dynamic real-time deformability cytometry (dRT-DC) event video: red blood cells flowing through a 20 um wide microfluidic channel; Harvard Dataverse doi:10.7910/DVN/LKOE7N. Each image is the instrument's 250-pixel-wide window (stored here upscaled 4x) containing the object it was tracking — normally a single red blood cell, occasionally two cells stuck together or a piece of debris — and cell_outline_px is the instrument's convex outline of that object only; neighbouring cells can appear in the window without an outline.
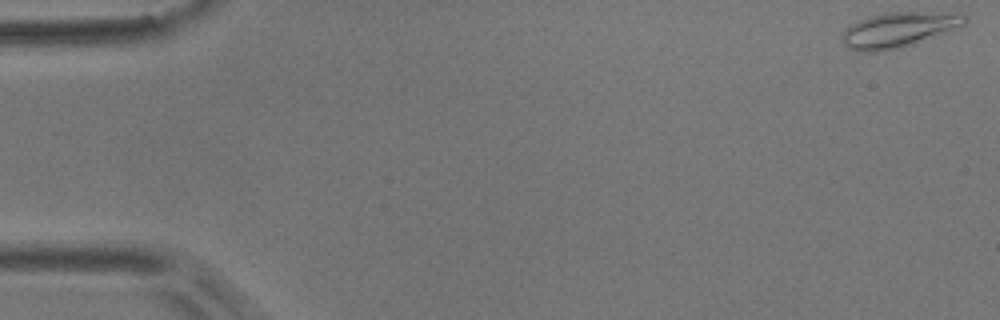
{"species": "common noctule bat (a hibernating species)", "species_latin": "Nyctalus noctula", "temperature_condition": "room temperature", "stored_images_in_passage": 54, "camera_frame_rate_fps": 3000, "um_per_image_px": 0.085, "animal": {"sex": "male", "body_mass_g": 17.9}, "frame": {"image": 1, "passage_image": 1, "time_ms": 0.0, "image_size_px": [1000, 320], "cell_outline_px": [[968, 20], [964, 24], [908, 44], [896, 48], [876, 52], [864, 52], [848, 48], [844, 44], [844, 32], [848, 24], [856, 20], [868, 16], [884, 12], [964, 12], [968, 16]], "centroid_in_image_um": [76.34, 2.48], "position_along_channel_um": 8.7, "area_um2": 24.62}}
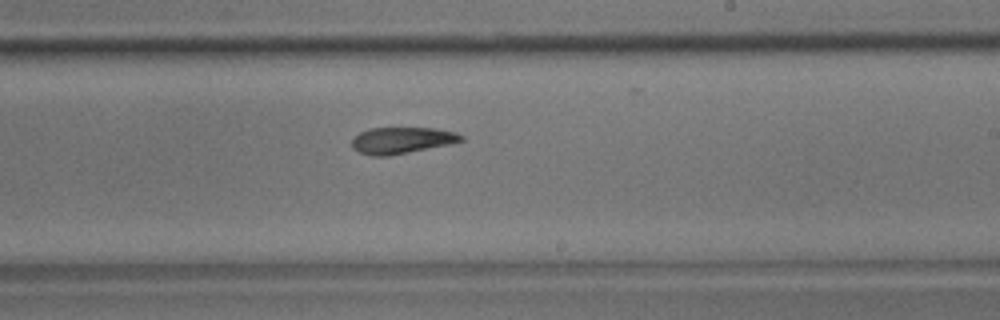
{"frame": {"image": 2, "passage_image": 32, "time_ms": 10.333, "image_size_px": [1000, 320], "cell_outline_px": [[464, 140], [452, 144], [388, 156], [372, 156], [360, 152], [352, 148], [352, 140], [360, 132], [372, 128], [436, 128], [456, 132], [464, 136]], "centroid_in_image_um": [34.2, 11.93], "position_along_channel_um": 254.8, "area_um2": 16.88}}
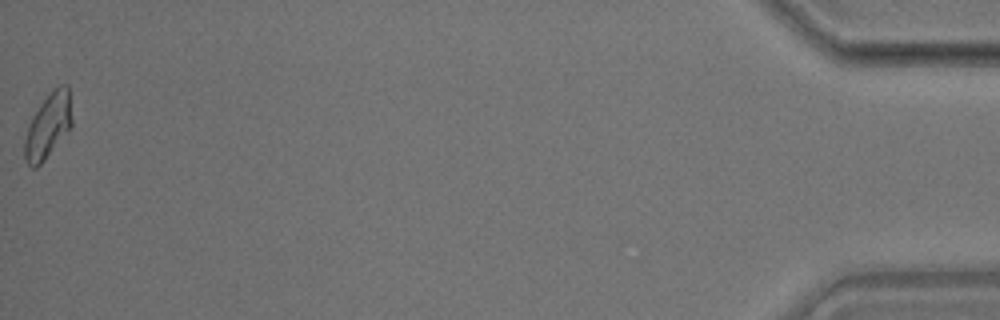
{"frame": {"image": 3, "passage_image": 54, "time_ms": 17.667, "image_size_px": [1000, 320], "cell_outline_px": [[72, 128], [44, 160], [36, 168], [32, 168], [28, 164], [24, 156], [24, 140], [32, 116], [40, 104], [60, 84], [68, 84], [72, 120]], "centroid_in_image_um": [4.1, 10.72], "position_along_channel_um": 431.1, "area_um2": 17.74}, "authors_computed_cell_mechanics": {"area_um2": 17.7446, "velocity_mm_per_s": 3.7062, "shape_relaxation_time_tau1_ms": 8.2103, "shape_relaxation_time_tau2_ms": 4.5434, "deformation_change_tau1": 0.1877, "deformation_change_tau2": 0.1028}}